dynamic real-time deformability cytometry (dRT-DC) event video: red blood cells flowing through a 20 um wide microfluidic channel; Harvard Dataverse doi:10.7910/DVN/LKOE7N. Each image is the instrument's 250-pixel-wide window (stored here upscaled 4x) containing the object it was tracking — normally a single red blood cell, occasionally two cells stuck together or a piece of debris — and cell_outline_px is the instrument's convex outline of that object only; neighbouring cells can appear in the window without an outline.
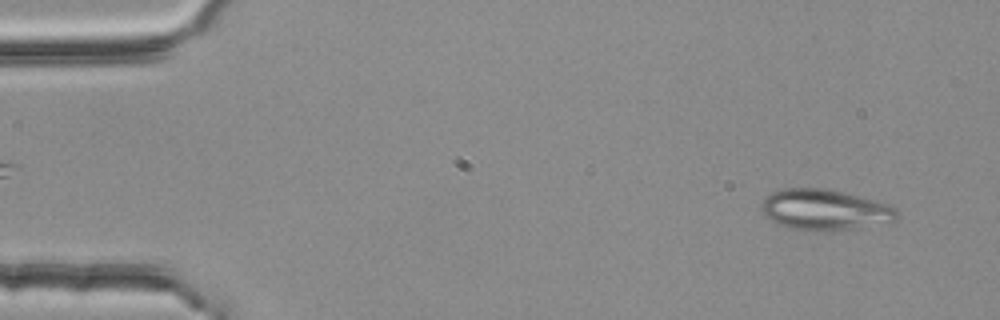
{"species": "common noctule bat (a hibernating species)", "species_latin": "Nyctalus noctula", "temperature_condition": "room temperature", "stored_images_in_passage": 4, "camera_frame_rate_fps": 3000, "um_per_image_px": 0.085, "animal": {"sex": "female", "body_mass_g": 25.1}, "frame": {"image": 1, "passage_image": 1, "time_ms": 0.0, "image_size_px": [1000, 320], "cell_outline_px": [[896, 220], [824, 232], [804, 232], [788, 228], [764, 216], [760, 208], [760, 204], [764, 196], [772, 192], [784, 188], [824, 188], [844, 192], [876, 200], [888, 204], [896, 208]], "centroid_in_image_um": [70.0, 17.82], "position_along_channel_um": 15.0, "area_um2": 32.31}}